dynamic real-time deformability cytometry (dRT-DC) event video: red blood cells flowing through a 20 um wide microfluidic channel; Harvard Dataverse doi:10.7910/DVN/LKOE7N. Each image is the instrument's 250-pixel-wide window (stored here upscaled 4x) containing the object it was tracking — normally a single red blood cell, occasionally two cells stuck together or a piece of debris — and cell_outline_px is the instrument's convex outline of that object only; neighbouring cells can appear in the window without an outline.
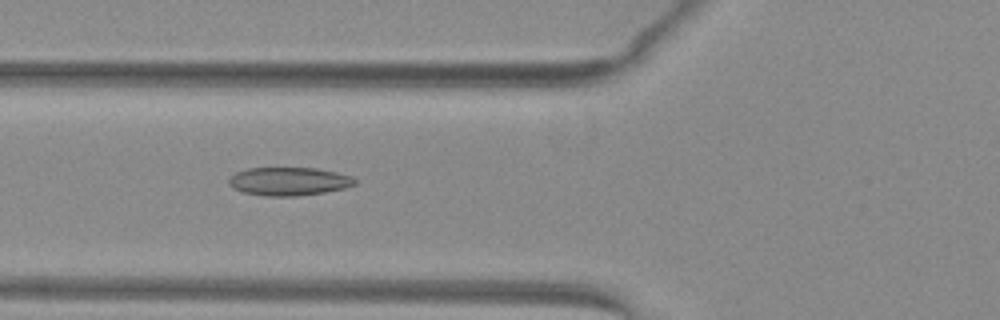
{"species": "common noctule bat (a hibernating species)", "species_latin": "Nyctalus noctula", "temperature_condition": "warm", "stored_images_in_passage": 48, "camera_frame_rate_fps": 3000, "um_per_image_px": 0.085, "animal": {"sex": "female", "body_mass_g": 29.2, "forearm_length_mm": 56.3}, "frame": {"image": 1, "passage_image": 17, "time_ms": 5.333, "image_size_px": [1000, 320], "cell_outline_px": [[356, 184], [344, 188], [324, 192], [296, 196], [264, 196], [244, 192], [232, 188], [228, 184], [228, 176], [236, 172], [248, 168], [316, 168], [336, 172], [352, 176], [356, 180]], "centroid_in_image_um": [24.52, 15.41], "position_along_channel_um": 101.3, "area_um2": 20.87}}
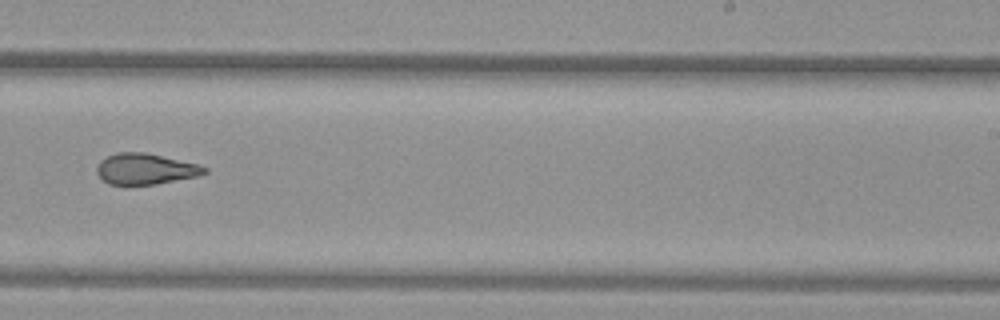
{"frame": {"image": 2, "passage_image": 30, "time_ms": 9.667, "image_size_px": [1000, 320], "cell_outline_px": [[208, 172], [200, 176], [156, 184], [108, 184], [96, 172], [96, 168], [100, 160], [116, 152], [144, 152], [200, 164], [208, 168]], "centroid_in_image_um": [12.4, 14.35], "position_along_channel_um": 276.6, "area_um2": 19.48}}
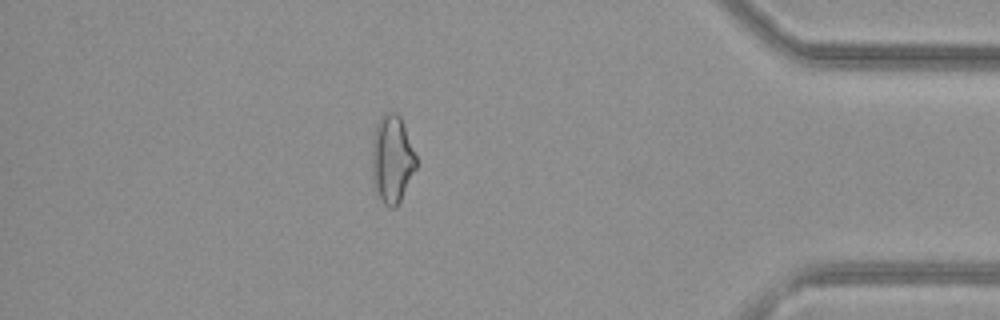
{"frame": {"image": 3, "passage_image": 42, "time_ms": 13.667, "image_size_px": [1000, 320], "cell_outline_px": [[416, 168], [396, 208], [388, 208], [384, 204], [376, 188], [372, 176], [372, 140], [376, 124], [384, 112], [396, 112], [400, 116], [416, 156]], "centroid_in_image_um": [33.31, 13.5], "position_along_channel_um": 401.9, "area_um2": 22.37}, "authors_computed_cell_mechanics": {"area_um2": 20.519, "velocity_mm_per_s": 4.0526, "shape_relaxation_time_tau1_ms": 9.792, "shape_relaxation_time_tau2_ms": 2.1231, "deformation_change_tau1": 0.2067, "deformation_change_tau2": 0.0919}}